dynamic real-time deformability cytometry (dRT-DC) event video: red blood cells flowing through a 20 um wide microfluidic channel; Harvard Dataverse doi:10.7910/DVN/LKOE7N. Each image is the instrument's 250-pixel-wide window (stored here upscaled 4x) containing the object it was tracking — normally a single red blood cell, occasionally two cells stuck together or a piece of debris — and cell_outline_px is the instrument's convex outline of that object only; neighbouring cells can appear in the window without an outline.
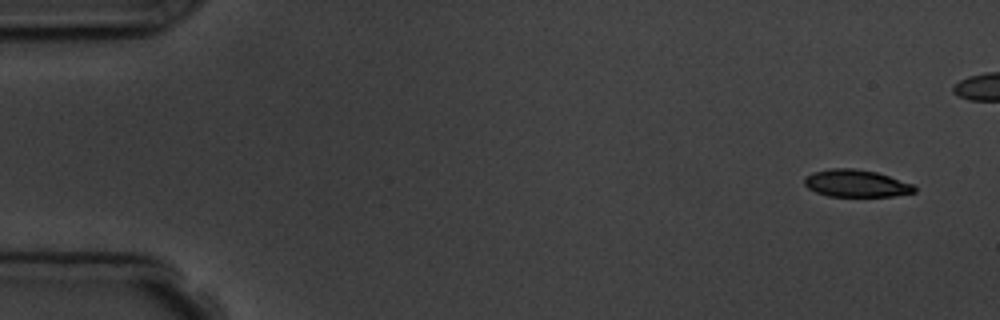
{"species": "common noctule bat (a hibernating species)", "species_latin": "Nyctalus noctula", "temperature_condition": "room temperature", "stored_images_in_passage": 7, "camera_frame_rate_fps": 3000, "um_per_image_px": 0.085, "animal": {"sex": "male", "body_mass_g": 19.5, "forearm_length_mm": 54.6}, "frame": {"image": 1, "passage_image": 1, "time_ms": 0.0, "image_size_px": [1000, 320], "cell_outline_px": [[916, 192], [892, 196], [828, 196], [816, 192], [808, 188], [804, 184], [804, 176], [812, 172], [832, 168], [852, 168], [876, 172], [912, 184], [916, 188]], "centroid_in_image_um": [72.73, 15.58], "position_along_channel_um": 12.3, "area_um2": 17.4}}